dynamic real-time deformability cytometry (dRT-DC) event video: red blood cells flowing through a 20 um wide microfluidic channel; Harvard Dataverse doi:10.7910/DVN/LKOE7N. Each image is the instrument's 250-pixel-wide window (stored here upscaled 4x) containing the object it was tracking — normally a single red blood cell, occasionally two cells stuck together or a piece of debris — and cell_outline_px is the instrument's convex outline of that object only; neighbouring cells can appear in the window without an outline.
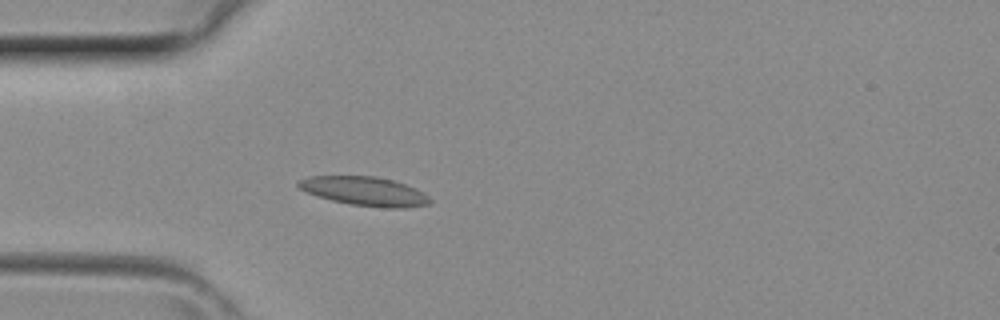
{"species": "common noctule bat (a hibernating species)", "species_latin": "Nyctalus noctula", "temperature_condition": "room temperature", "stored_images_in_passage": 35, "camera_frame_rate_fps": 3000, "um_per_image_px": 0.085, "animal": {"sex": "female", "body_mass_g": 29.2, "forearm_length_mm": 56.3}, "frame": {"image": 1, "passage_image": 8, "time_ms": 2.333, "image_size_px": [1000, 320], "cell_outline_px": [[432, 200], [428, 204], [404, 208], [388, 208], [348, 204], [332, 200], [308, 192], [300, 188], [296, 184], [296, 180], [308, 176], [376, 176], [392, 180], [416, 188], [424, 192]], "centroid_in_image_um": [31.0, 16.25], "position_along_channel_um": 54.0, "area_um2": 22.14}}
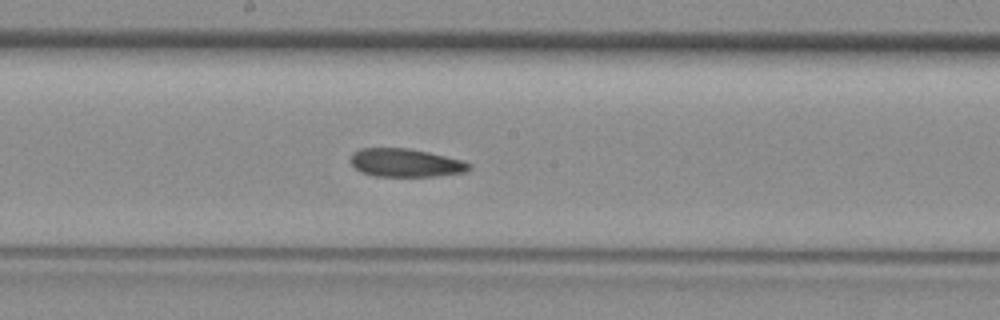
{"frame": {"image": 2, "passage_image": 18, "time_ms": 5.667, "image_size_px": [1000, 320], "cell_outline_px": [[472, 168], [468, 172], [436, 176], [372, 176], [360, 172], [352, 164], [352, 152], [360, 148], [408, 148], [428, 152], [464, 160], [472, 164]], "centroid_in_image_um": [34.52, 13.84], "position_along_channel_um": 213.7, "area_um2": 19.71}}
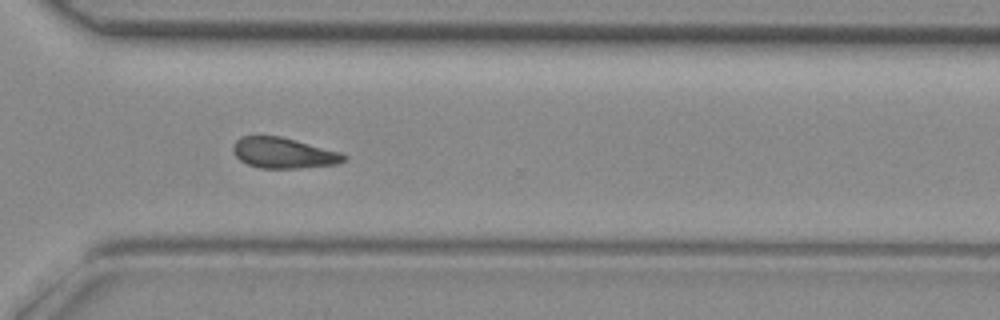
{"frame": {"image": 3, "passage_image": 26, "time_ms": 8.333, "image_size_px": [1000, 320], "cell_outline_px": [[348, 156], [344, 160], [336, 164], [300, 168], [260, 168], [248, 164], [240, 160], [236, 156], [232, 148], [232, 144], [240, 136], [280, 136], [296, 140], [340, 152]], "centroid_in_image_um": [24.07, 13.0], "position_along_channel_um": 346.5, "area_um2": 19.71}}